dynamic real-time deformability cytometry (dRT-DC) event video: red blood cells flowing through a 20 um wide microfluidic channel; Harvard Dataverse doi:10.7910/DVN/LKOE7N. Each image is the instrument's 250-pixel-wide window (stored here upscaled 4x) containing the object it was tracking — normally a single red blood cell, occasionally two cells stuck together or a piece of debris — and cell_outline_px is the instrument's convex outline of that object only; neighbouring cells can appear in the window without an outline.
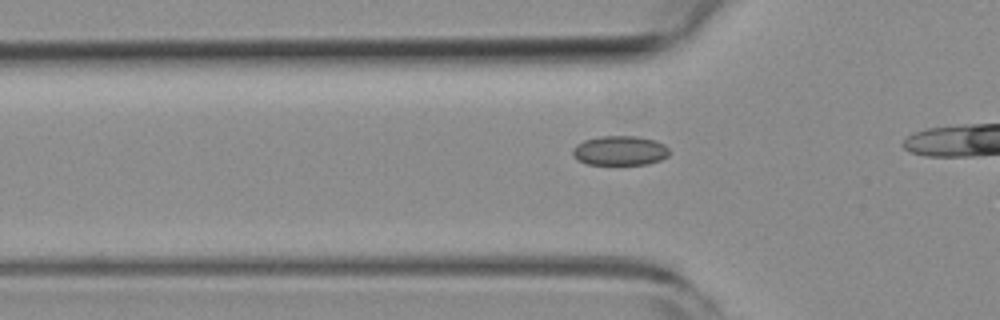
{"species": "common noctule bat (a hibernating species)", "species_latin": "Nyctalus noctula", "temperature_condition": "room temperature", "stored_images_in_passage": 18, "camera_frame_rate_fps": 3000, "um_per_image_px": 0.085, "animal": {"sex": "female", "body_mass_g": 19.3, "forearm_length_mm": 54.1}, "frame": {"image": 1, "passage_image": 13, "time_ms": 4.0, "image_size_px": [1000, 320], "cell_outline_px": [[672, 152], [668, 156], [660, 160], [648, 164], [588, 164], [576, 160], [572, 156], [572, 148], [576, 144], [584, 140], [600, 136], [636, 136], [656, 140], [664, 144]], "centroid_in_image_um": [52.69, 12.8], "position_along_channel_um": 73.1, "area_um2": 16.88}}